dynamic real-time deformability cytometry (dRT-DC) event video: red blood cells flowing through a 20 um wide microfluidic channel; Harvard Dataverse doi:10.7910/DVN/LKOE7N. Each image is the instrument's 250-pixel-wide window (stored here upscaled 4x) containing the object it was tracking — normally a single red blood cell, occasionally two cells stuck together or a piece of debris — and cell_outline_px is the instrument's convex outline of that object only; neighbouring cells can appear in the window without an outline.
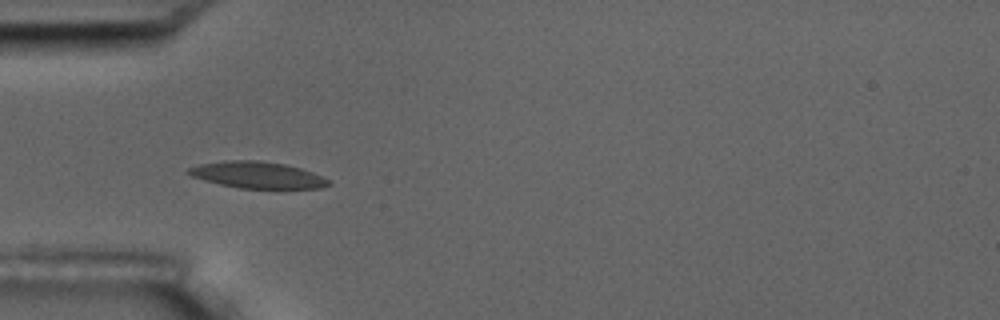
{"species": "common noctule bat (a hibernating species)", "species_latin": "Nyctalus noctula", "temperature_condition": "room temperature", "stored_images_in_passage": 9, "camera_frame_rate_fps": 3000, "um_per_image_px": 0.085, "animal": {"sex": "male", "body_mass_g": 17.5, "forearm_length_mm": 52.3}, "frame": {"image": 1, "passage_image": 6, "time_ms": 6.0, "image_size_px": [1000, 320], "cell_outline_px": [[332, 184], [320, 188], [240, 188], [220, 184], [204, 180], [192, 176], [184, 172], [188, 168], [200, 164], [224, 160], [256, 160], [284, 164], [300, 168], [312, 172], [332, 180]], "centroid_in_image_um": [21.88, 14.87], "position_along_channel_um": 63.1, "area_um2": 21.68}}
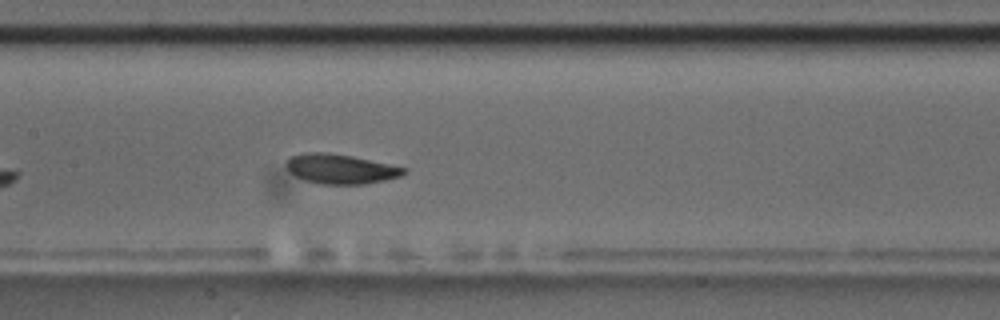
{"frame": {"image": 2, "passage_image": 9, "time_ms": 9.333, "image_size_px": [1000, 320], "cell_outline_px": [[408, 172], [400, 176], [384, 180], [364, 184], [320, 184], [304, 180], [288, 172], [284, 164], [292, 156], [304, 152], [328, 152], [352, 156], [408, 168]], "centroid_in_image_um": [28.93, 14.35], "position_along_channel_um": 178.5, "area_um2": 20.46}}